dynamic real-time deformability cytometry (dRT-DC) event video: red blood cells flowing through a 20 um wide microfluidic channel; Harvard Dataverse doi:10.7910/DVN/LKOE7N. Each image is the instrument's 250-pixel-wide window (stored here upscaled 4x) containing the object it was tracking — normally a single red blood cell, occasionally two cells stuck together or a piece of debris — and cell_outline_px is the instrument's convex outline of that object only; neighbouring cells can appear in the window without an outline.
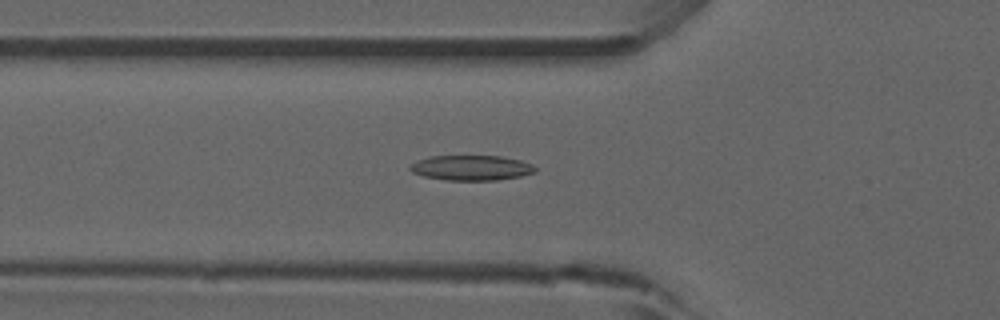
{"species": "common noctule bat (a hibernating species)", "species_latin": "Nyctalus noctula", "temperature_condition": "room temperature", "stored_images_in_passage": 37, "camera_frame_rate_fps": 3000, "um_per_image_px": 0.085, "animal": {"sex": "male", "forearm_length_mm": 52.5}, "frame": {"image": 1, "passage_image": 6, "time_ms": 1.667, "image_size_px": [1000, 320], "cell_outline_px": [[536, 172], [520, 176], [496, 180], [444, 180], [424, 176], [412, 172], [408, 168], [416, 160], [428, 156], [500, 156], [520, 160], [532, 164], [536, 168]], "centroid_in_image_um": [40.04, 14.26], "position_along_channel_um": 85.8, "area_um2": 18.32}}
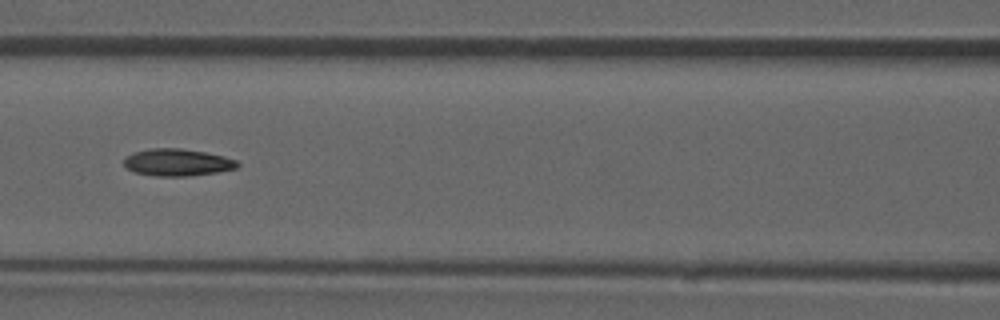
{"frame": {"image": 2, "passage_image": 11, "time_ms": 3.333, "image_size_px": [1000, 320], "cell_outline_px": [[240, 164], [236, 168], [216, 172], [188, 176], [156, 176], [136, 172], [128, 168], [124, 164], [124, 160], [132, 152], [148, 148], [180, 148], [204, 152], [224, 156], [236, 160]], "centroid_in_image_um": [15.07, 13.79], "position_along_channel_um": 151.5, "area_um2": 17.8}, "authors_computed_cell_mechanics": {"area_um2": 17.2244, "velocity_mm_per_s": 3.9115, "shape_relaxation_time_tau1_ms": null, "shape_relaxation_time_tau2_ms": 6.7102, "deformation_change_tau1": null, "deformation_change_tau2": 0.1542}}